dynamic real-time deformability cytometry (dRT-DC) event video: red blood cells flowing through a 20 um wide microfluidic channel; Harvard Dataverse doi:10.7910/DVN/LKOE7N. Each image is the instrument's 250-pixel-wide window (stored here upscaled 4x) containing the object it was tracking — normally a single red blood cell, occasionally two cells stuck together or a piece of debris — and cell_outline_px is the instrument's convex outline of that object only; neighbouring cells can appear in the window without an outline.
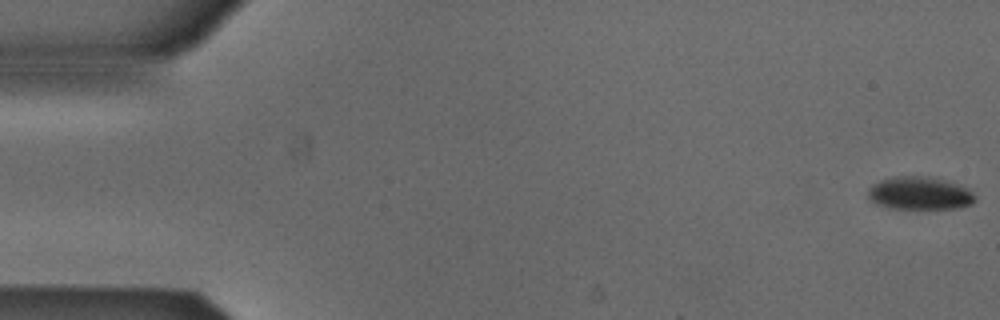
{"species": "Egyptian fruit bat (a non-hibernating species)", "species_latin": "Rousettus aegyptiacus", "temperature_condition": "cold", "stored_images_in_passage": 53, "camera_frame_rate_fps": 3000, "um_per_image_px": 0.085, "animal": {"sex": "male"}, "frame": {"image": 1, "passage_image": 1, "time_ms": 0.0, "image_size_px": [1000, 320], "cell_outline_px": [[976, 200], [972, 204], [956, 208], [888, 208], [876, 204], [868, 196], [868, 188], [872, 184], [880, 180], [896, 176], [936, 176], [960, 184], [968, 188], [976, 196]], "centroid_in_image_um": [78.2, 16.4], "position_along_channel_um": 6.8, "area_um2": 20.87}}
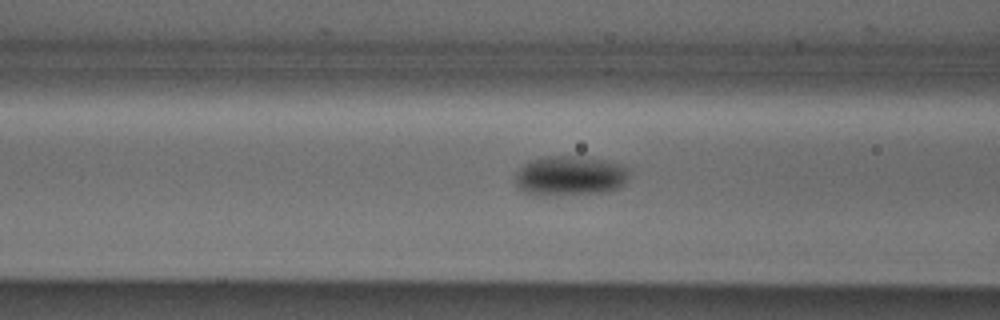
{"frame": {"image": 2, "passage_image": 21, "time_ms": 6.667, "image_size_px": [1000, 320], "cell_outline_px": [[628, 176], [624, 184], [620, 188], [608, 192], [524, 192], [516, 184], [516, 172], [524, 164], [532, 160], [544, 156], [580, 156], [604, 160], [620, 164], [628, 168]], "centroid_in_image_um": [48.51, 14.88], "position_along_channel_um": 118.1, "area_um2": 25.37}}
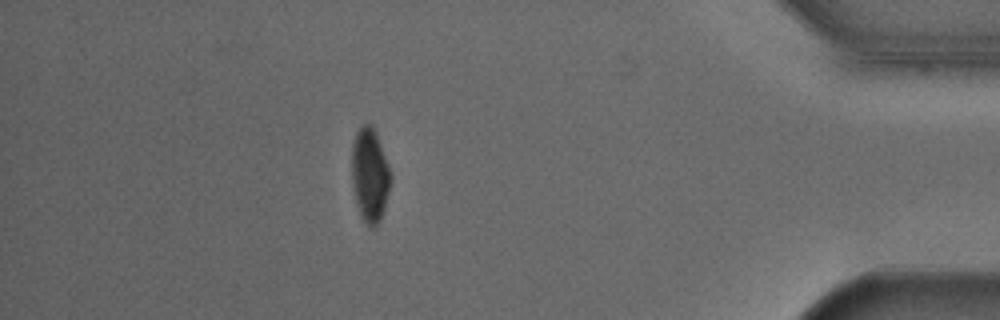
{"frame": {"image": 3, "passage_image": 47, "time_ms": 15.333, "image_size_px": [1000, 320], "cell_outline_px": [[392, 176], [384, 208], [380, 220], [372, 228], [360, 216], [356, 204], [352, 188], [352, 144], [356, 132], [360, 124], [372, 124], [376, 132]], "centroid_in_image_um": [31.42, 14.84], "position_along_channel_um": 403.8, "area_um2": 21.27}, "authors_computed_cell_mechanics": {"area_um2": 23.698, "velocity_mm_per_s": 3.8549, "shape_relaxation_time_tau1_ms": 4.2311, "shape_relaxation_time_tau2_ms": null, "deformation_change_tau1": 0.0814, "deformation_change_tau2": null}}